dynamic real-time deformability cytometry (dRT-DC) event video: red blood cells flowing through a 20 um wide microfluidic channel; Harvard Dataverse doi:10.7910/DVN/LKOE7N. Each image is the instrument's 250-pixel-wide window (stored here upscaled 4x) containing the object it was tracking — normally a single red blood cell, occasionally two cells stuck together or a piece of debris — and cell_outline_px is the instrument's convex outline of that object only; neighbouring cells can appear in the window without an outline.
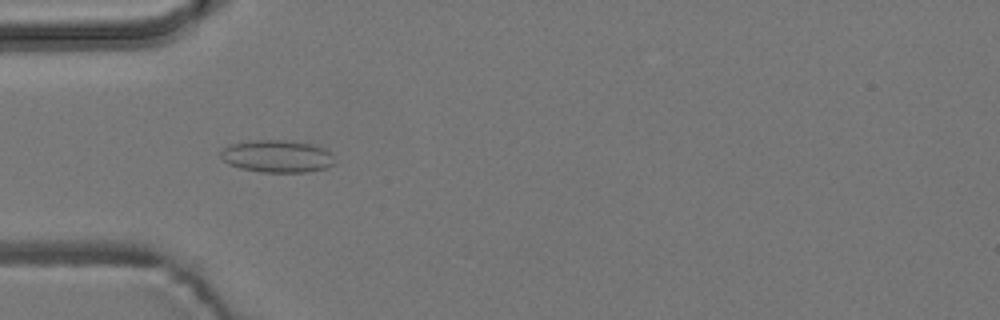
{"species": "common noctule bat (a hibernating species)", "species_latin": "Nyctalus noctula", "temperature_condition": "room temperature", "stored_images_in_passage": 5, "camera_frame_rate_fps": 3000, "um_per_image_px": 0.085, "animal": {"sex": "male", "body_mass_g": 19.2, "forearm_length_mm": 51.8}, "frame": {"image": 1, "passage_image": 5, "time_ms": 5.0, "image_size_px": [1000, 320], "cell_outline_px": [[332, 164], [324, 168], [308, 172], [260, 172], [240, 168], [228, 164], [220, 156], [220, 152], [228, 144], [248, 140], [284, 140], [312, 144], [328, 148]], "centroid_in_image_um": [23.49, 13.27], "position_along_channel_um": 61.5, "area_um2": 21.5}}